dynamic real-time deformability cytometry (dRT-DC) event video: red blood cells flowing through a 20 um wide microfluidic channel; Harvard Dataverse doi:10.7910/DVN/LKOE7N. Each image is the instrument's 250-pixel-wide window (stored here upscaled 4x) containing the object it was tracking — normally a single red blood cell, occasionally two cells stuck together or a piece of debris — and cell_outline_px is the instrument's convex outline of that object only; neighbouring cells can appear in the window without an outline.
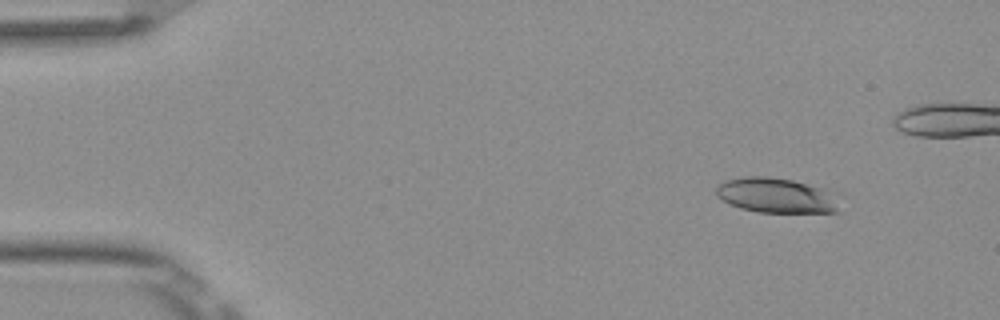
{"species": "Egyptian fruit bat (a non-hibernating species)", "species_latin": "Rousettus aegyptiacus", "temperature_condition": "room temperature", "stored_images_in_passage": 4, "camera_frame_rate_fps": 3000, "um_per_image_px": 0.085, "frame": {"image": 1, "passage_image": 1, "time_ms": 0.0, "image_size_px": [1000, 320], "cell_outline_px": [[836, 212], [760, 212], [740, 208], [728, 204], [716, 196], [716, 188], [724, 180], [744, 176], [768, 176], [792, 180], [820, 188], [836, 196]], "centroid_in_image_um": [65.87, 16.6], "position_along_channel_um": 19.1, "area_um2": 24.8}}